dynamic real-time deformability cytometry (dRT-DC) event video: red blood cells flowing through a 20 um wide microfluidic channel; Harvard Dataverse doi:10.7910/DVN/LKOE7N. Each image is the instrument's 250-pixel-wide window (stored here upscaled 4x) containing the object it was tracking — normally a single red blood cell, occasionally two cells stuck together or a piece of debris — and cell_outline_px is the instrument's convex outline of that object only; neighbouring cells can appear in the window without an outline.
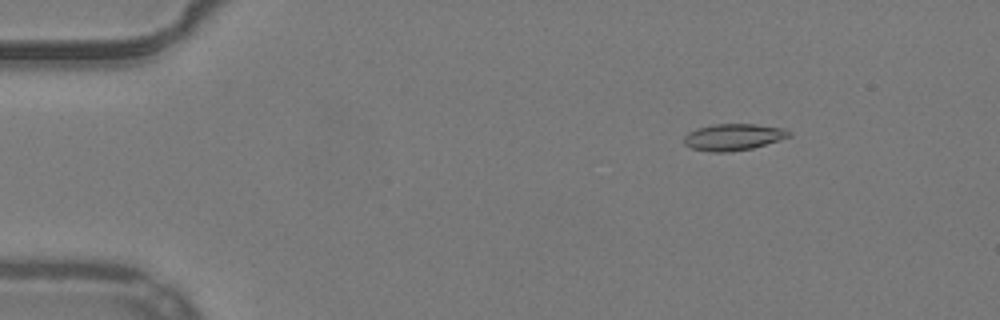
{"species": "common noctule bat (a hibernating species)", "species_latin": "Nyctalus noctula", "temperature_condition": "warm", "stored_images_in_passage": 46, "camera_frame_rate_fps": 3000, "um_per_image_px": 0.085, "animal": {"sex": "male", "body_mass_g": 19.2, "forearm_length_mm": 51.8}, "frame": {"image": 1, "passage_image": 1, "time_ms": 0.0, "image_size_px": [1000, 320], "cell_outline_px": [[792, 136], [752, 148], [728, 152], [708, 152], [692, 148], [684, 144], [684, 136], [688, 132], [696, 128], [712, 124], [756, 124], [784, 128], [792, 132]], "centroid_in_image_um": [62.33, 11.64], "position_along_channel_um": 22.7, "area_um2": 16.42}}
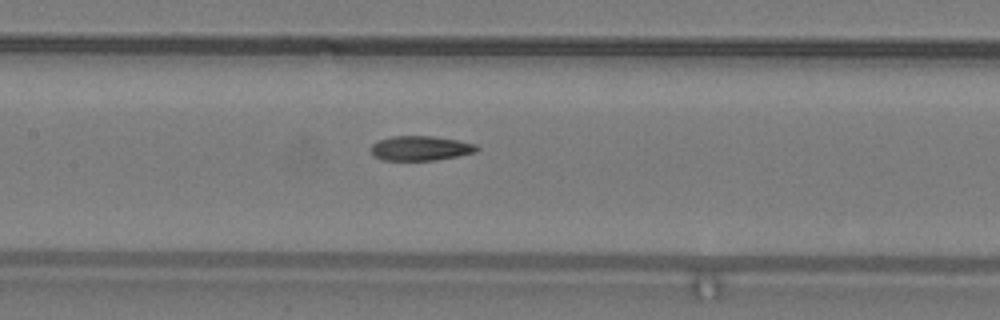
{"frame": {"image": 2, "passage_image": 19, "time_ms": 6.0, "image_size_px": [1000, 320], "cell_outline_px": [[480, 148], [476, 152], [436, 160], [384, 160], [372, 156], [372, 144], [380, 140], [392, 136], [432, 136], [456, 140], [476, 144]], "centroid_in_image_um": [35.75, 12.6], "position_along_channel_um": 171.7, "area_um2": 15.09}}
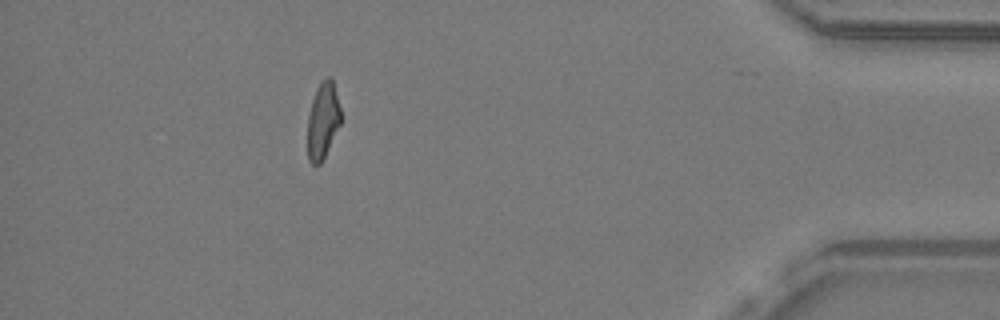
{"frame": {"image": 3, "passage_image": 41, "time_ms": 13.333, "image_size_px": [1000, 320], "cell_outline_px": [[340, 124], [320, 164], [312, 164], [308, 160], [308, 116], [312, 100], [316, 88], [320, 80], [328, 76], [332, 80], [340, 108]], "centroid_in_image_um": [27.42, 10.22], "position_along_channel_um": 407.8, "area_um2": 14.51}, "authors_computed_cell_mechanics": {"area_um2": 15.9239, "velocity_mm_per_s": 3.9244, "shape_relaxation_time_tau1_ms": null, "shape_relaxation_time_tau2_ms": 4.9304, "deformation_change_tau1": null, "deformation_change_tau2": 0.1218}}